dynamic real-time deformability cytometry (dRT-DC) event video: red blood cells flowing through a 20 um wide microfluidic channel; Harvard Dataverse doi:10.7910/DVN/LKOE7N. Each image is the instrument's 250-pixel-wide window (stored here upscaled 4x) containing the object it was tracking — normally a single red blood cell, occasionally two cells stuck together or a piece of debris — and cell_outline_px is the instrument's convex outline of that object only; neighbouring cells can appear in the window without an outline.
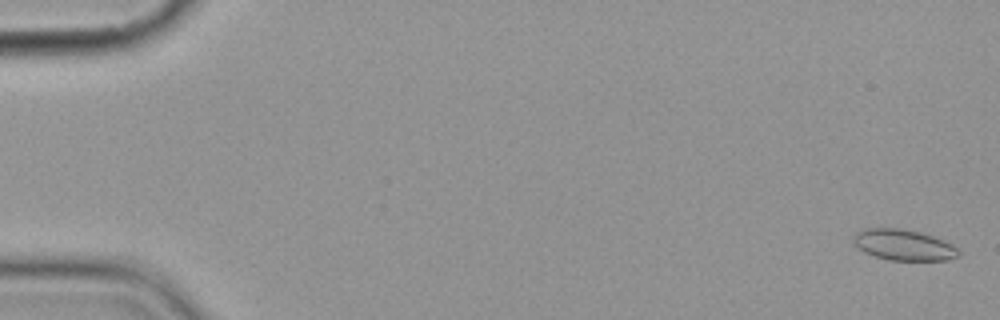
{"species": "common noctule bat (a hibernating species)", "species_latin": "Nyctalus noctula", "temperature_condition": "cold", "stored_images_in_passage": 8, "camera_frame_rate_fps": 3000, "um_per_image_px": 0.085, "animal": {"sex": "female", "body_mass_g": 19.9}, "frame": {"image": 1, "passage_image": 1, "time_ms": 0.0, "image_size_px": [1000, 320], "cell_outline_px": [[960, 256], [948, 260], [888, 260], [864, 252], [852, 240], [852, 236], [856, 232], [864, 228], [900, 228], [920, 232], [944, 240], [952, 244], [960, 252]], "centroid_in_image_um": [76.81, 20.81], "position_along_channel_um": 8.2, "area_um2": 18.96}}
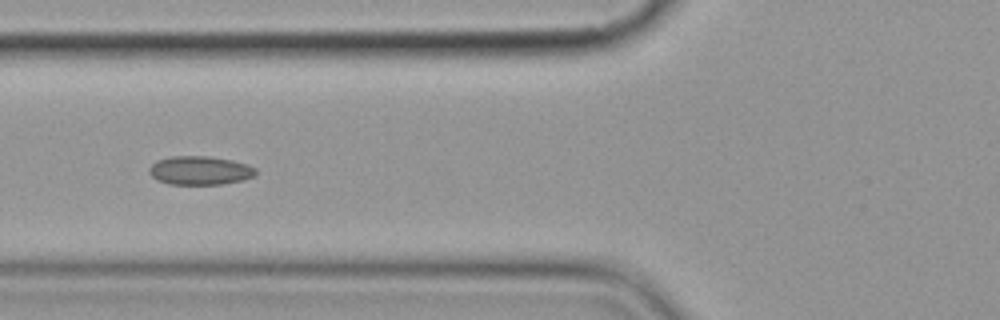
{"frame": {"image": 2, "passage_image": 7, "time_ms": 7.0, "image_size_px": [1000, 320], "cell_outline_px": [[256, 176], [244, 180], [220, 184], [168, 184], [156, 180], [148, 172], [148, 168], [156, 160], [172, 156], [208, 156], [232, 160], [248, 164], [256, 168]], "centroid_in_image_um": [16.99, 14.49], "position_along_channel_um": 108.8, "area_um2": 18.03}}
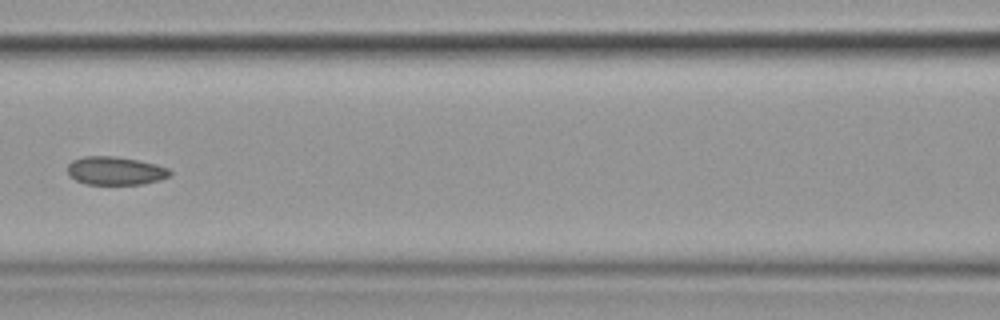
{"frame": {"image": 3, "passage_image": 8, "time_ms": 8.333, "image_size_px": [1000, 320], "cell_outline_px": [[172, 176], [160, 180], [144, 184], [84, 184], [68, 176], [68, 164], [72, 160], [84, 156], [116, 156], [156, 164], [168, 168], [172, 172]], "centroid_in_image_um": [9.81, 14.52], "position_along_channel_um": 156.8, "area_um2": 17.05}}